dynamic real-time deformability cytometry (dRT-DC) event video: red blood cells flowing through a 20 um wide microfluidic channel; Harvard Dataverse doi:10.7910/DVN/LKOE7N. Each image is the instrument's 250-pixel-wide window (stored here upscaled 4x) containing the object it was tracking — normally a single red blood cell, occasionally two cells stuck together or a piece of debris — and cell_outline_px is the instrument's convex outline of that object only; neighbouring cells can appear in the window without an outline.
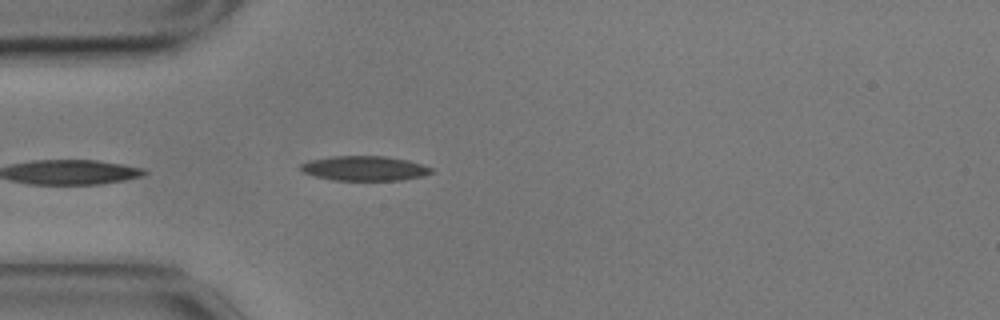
{"species": "common noctule bat (a hibernating species)", "species_latin": "Nyctalus noctula", "temperature_condition": "cold", "stored_images_in_passage": 6, "camera_frame_rate_fps": 3000, "um_per_image_px": 0.085, "animal": {"sex": "male", "body_mass_g": 17.9}, "frame": {"image": 1, "passage_image": 1, "time_ms": 0.0, "image_size_px": [1000, 320], "cell_outline_px": [[432, 172], [424, 176], [400, 180], [332, 180], [316, 176], [304, 172], [300, 168], [300, 164], [308, 160], [332, 156], [384, 156], [408, 160], [424, 164], [432, 168]], "centroid_in_image_um": [31.0, 14.3], "position_along_channel_um": 54.0, "area_um2": 18.84}}